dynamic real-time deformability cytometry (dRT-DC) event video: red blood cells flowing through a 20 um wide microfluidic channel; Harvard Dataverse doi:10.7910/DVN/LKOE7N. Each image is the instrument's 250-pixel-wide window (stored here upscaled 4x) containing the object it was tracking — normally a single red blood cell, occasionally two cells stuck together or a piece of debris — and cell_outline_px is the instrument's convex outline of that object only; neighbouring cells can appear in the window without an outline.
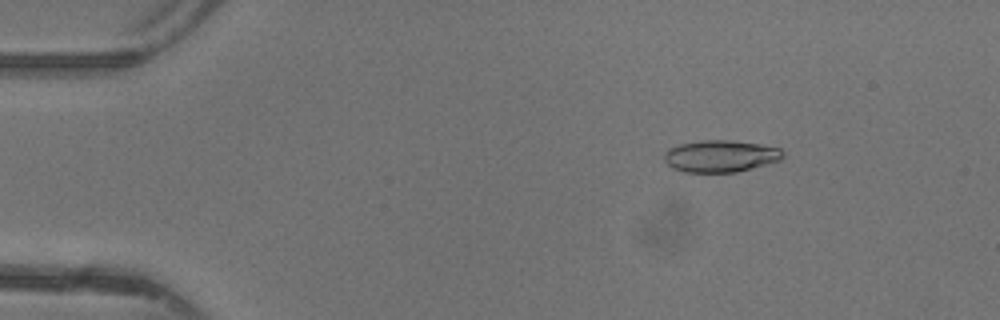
{"species": "common noctule bat (a hibernating species)", "species_latin": "Nyctalus noctula", "temperature_condition": "warm", "stored_images_in_passage": 48, "camera_frame_rate_fps": 3000, "um_per_image_px": 0.085, "animal": {"sex": "female"}, "frame": {"image": 1, "passage_image": 8, "time_ms": 2.333, "image_size_px": [1000, 320], "cell_outline_px": [[784, 156], [780, 160], [736, 172], [684, 172], [672, 168], [664, 160], [664, 156], [668, 148], [680, 144], [700, 140], [732, 140], [760, 144], [780, 148], [784, 152]], "centroid_in_image_um": [61.24, 13.26], "position_along_channel_um": 23.8, "area_um2": 22.08}}
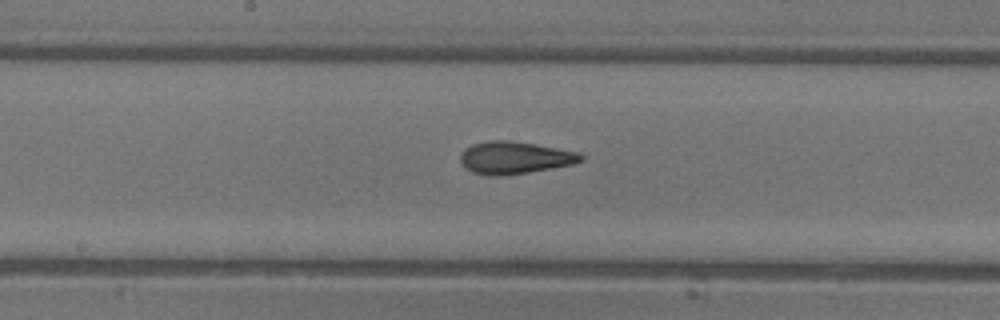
{"frame": {"image": 2, "passage_image": 26, "time_ms": 8.333, "image_size_px": [1000, 320], "cell_outline_px": [[584, 160], [572, 164], [528, 172], [500, 176], [488, 176], [472, 172], [464, 168], [460, 160], [460, 156], [464, 148], [472, 144], [488, 140], [508, 140], [536, 144], [576, 152], [584, 156]], "centroid_in_image_um": [43.69, 13.4], "position_along_channel_um": 204.5, "area_um2": 22.72}}
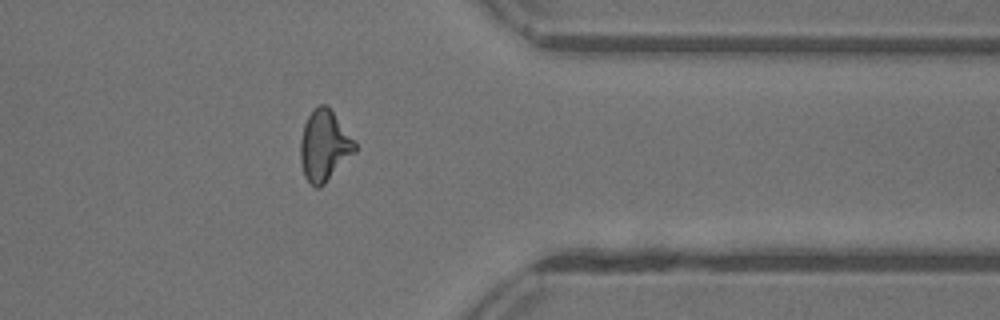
{"frame": {"image": 3, "passage_image": 39, "time_ms": 12.667, "image_size_px": [1000, 320], "cell_outline_px": [[356, 152], [320, 188], [316, 188], [304, 176], [300, 160], [300, 140], [304, 124], [308, 116], [320, 104], [328, 104], [356, 144]], "centroid_in_image_um": [27.56, 12.39], "position_along_channel_um": 383.8, "area_um2": 22.37}, "authors_computed_cell_mechanics": {"area_um2": 22.0218, "velocity_mm_per_s": 4.4026, "shape_relaxation_time_tau1_ms": 4.84, "shape_relaxation_time_tau2_ms": 1.5355, "deformation_change_tau1": 0.172, "deformation_change_tau2": 0.0909}}